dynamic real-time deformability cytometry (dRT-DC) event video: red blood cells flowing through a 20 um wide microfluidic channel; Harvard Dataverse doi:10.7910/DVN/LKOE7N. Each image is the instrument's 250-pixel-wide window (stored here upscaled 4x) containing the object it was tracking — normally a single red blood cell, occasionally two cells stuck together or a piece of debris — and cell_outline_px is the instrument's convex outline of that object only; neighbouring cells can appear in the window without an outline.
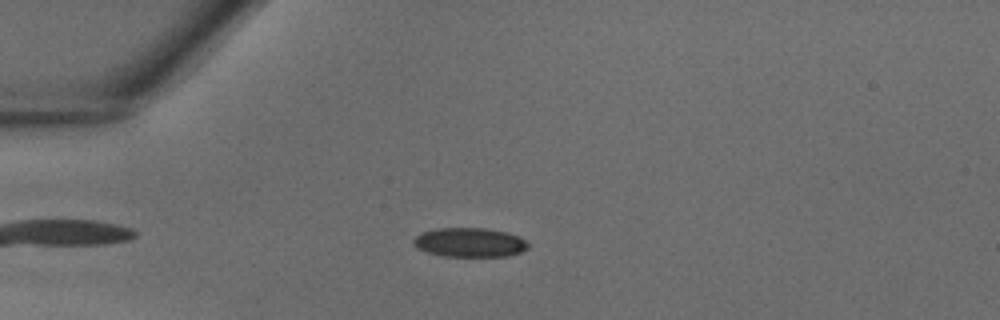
{"species": "common noctule bat (a hibernating species)", "species_latin": "Nyctalus noctula", "temperature_condition": "warm", "stored_images_in_passage": 37, "camera_frame_rate_fps": 3000, "um_per_image_px": 0.085, "animal": {"sex": "male", "body_mass_g": 18.8}, "frame": {"image": 1, "passage_image": 7, "time_ms": 2.0, "image_size_px": [1000, 320], "cell_outline_px": [[528, 248], [520, 252], [508, 256], [444, 256], [428, 252], [416, 248], [412, 244], [412, 240], [420, 232], [436, 228], [484, 228], [508, 232], [520, 236], [528, 244]], "centroid_in_image_um": [39.9, 20.59], "position_along_channel_um": 45.1, "area_um2": 19.65}}
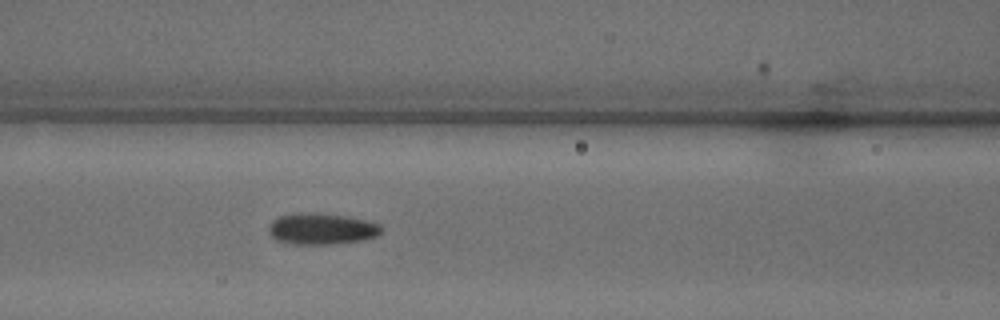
{"frame": {"image": 2, "passage_image": 14, "time_ms": 4.333, "image_size_px": [1000, 320], "cell_outline_px": [[384, 228], [376, 236], [364, 240], [332, 244], [292, 244], [276, 240], [268, 232], [268, 228], [272, 220], [280, 216], [300, 212], [316, 212], [348, 216], [380, 224]], "centroid_in_image_um": [27.33, 19.44], "position_along_channel_um": 139.3, "area_um2": 20.75}}
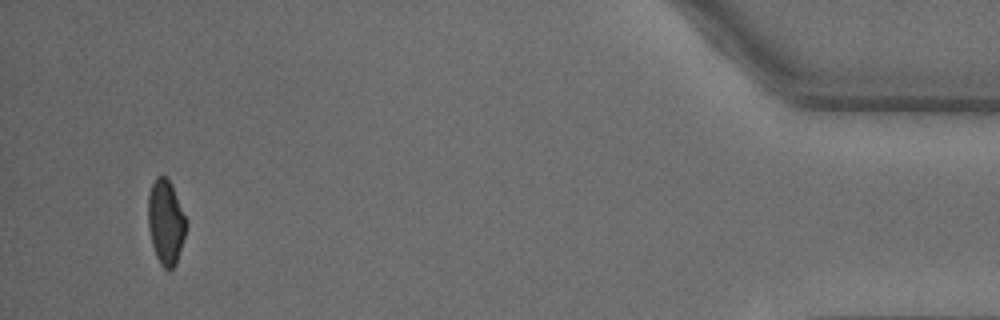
{"frame": {"image": 3, "passage_image": 35, "time_ms": 11.333, "image_size_px": [1000, 320], "cell_outline_px": [[188, 224], [176, 264], [168, 272], [160, 264], [156, 256], [152, 244], [148, 228], [148, 196], [152, 184], [156, 176], [168, 176], [172, 184], [188, 220]], "centroid_in_image_um": [14.11, 18.86], "position_along_channel_um": 421.1, "area_um2": 19.19}}